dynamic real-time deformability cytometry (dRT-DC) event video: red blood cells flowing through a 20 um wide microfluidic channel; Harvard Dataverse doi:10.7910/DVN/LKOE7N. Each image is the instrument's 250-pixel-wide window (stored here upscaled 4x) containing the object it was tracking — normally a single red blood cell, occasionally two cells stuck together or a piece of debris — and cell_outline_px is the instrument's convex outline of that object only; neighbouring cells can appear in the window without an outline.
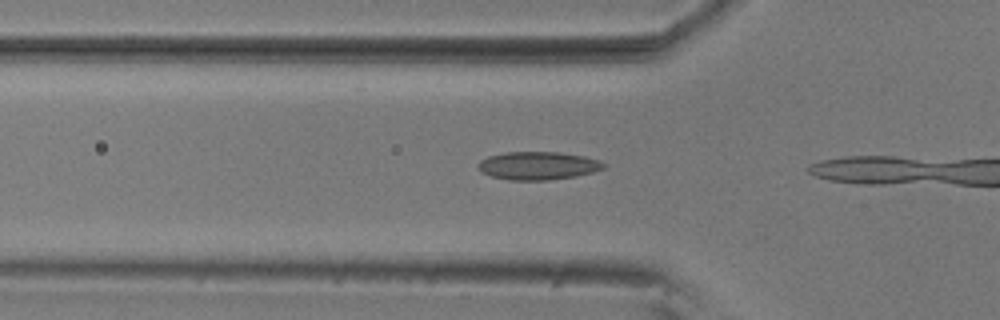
{"species": "common noctule bat (a hibernating species)", "species_latin": "Nyctalus noctula", "temperature_condition": "room temperature", "stored_images_in_passage": 6, "camera_frame_rate_fps": 3000, "um_per_image_px": 0.085, "animal": {"sex": "male", "body_mass_g": 20.5, "forearm_length_mm": 52.5}, "frame": {"image": 1, "passage_image": 4, "time_ms": 1.0, "image_size_px": [1000, 320], "cell_outline_px": [[608, 164], [604, 168], [592, 172], [576, 176], [548, 180], [508, 180], [492, 176], [480, 172], [476, 164], [480, 160], [488, 156], [504, 152], [560, 152], [584, 156], [600, 160]], "centroid_in_image_um": [45.72, 14.08], "position_along_channel_um": 80.1, "area_um2": 20.75}}